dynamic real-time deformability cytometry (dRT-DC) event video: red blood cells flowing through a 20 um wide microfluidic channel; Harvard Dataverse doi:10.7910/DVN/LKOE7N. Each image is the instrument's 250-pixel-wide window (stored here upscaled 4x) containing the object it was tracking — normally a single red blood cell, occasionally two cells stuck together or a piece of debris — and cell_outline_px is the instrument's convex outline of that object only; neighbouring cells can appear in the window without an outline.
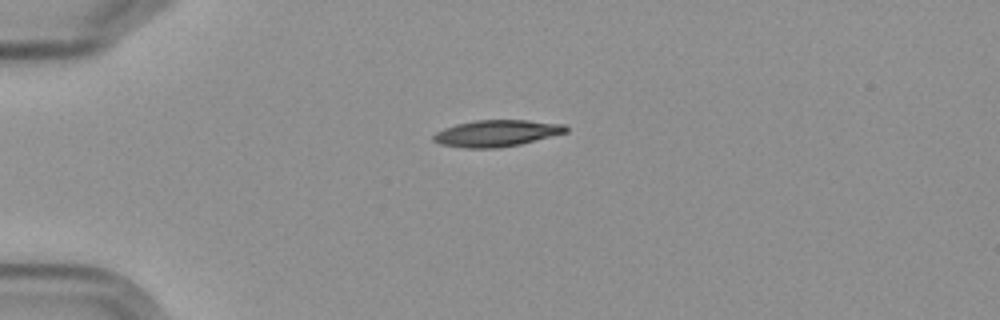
{"species": "Egyptian fruit bat (a non-hibernating species)", "species_latin": "Rousettus aegyptiacus", "temperature_condition": "cold", "stored_images_in_passage": 3, "camera_frame_rate_fps": 3000, "um_per_image_px": 0.085, "frame": {"image": 1, "passage_image": 3, "time_ms": 2.333, "image_size_px": [1000, 320], "cell_outline_px": [[568, 132], [520, 144], [496, 148], [468, 148], [440, 144], [432, 140], [432, 136], [436, 132], [444, 128], [456, 124], [476, 120], [528, 120], [564, 124], [568, 128]], "centroid_in_image_um": [42.21, 11.32], "position_along_channel_um": 42.8, "area_um2": 20.46}}